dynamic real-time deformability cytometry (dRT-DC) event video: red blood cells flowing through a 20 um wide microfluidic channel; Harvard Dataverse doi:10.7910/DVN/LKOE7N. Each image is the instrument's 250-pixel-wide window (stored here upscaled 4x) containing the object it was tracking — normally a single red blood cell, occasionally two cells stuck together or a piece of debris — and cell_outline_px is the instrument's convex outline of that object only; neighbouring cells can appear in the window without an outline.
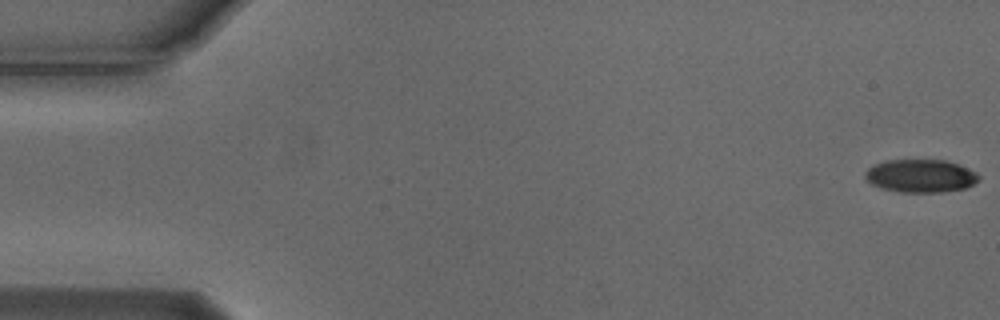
{"species": "Egyptian fruit bat (a non-hibernating species)", "species_latin": "Rousettus aegyptiacus", "temperature_condition": "cold", "stored_images_in_passage": 55, "camera_frame_rate_fps": 3000, "um_per_image_px": 0.085, "animal": {"sex": "male"}, "frame": {"image": 1, "passage_image": 1, "time_ms": 0.0, "image_size_px": [1000, 320], "cell_outline_px": [[980, 176], [972, 184], [964, 188], [940, 192], [900, 192], [880, 188], [872, 184], [864, 176], [864, 172], [872, 164], [888, 160], [944, 160], [960, 164], [976, 172]], "centroid_in_image_um": [78.21, 14.94], "position_along_channel_um": 6.8, "area_um2": 21.85}}
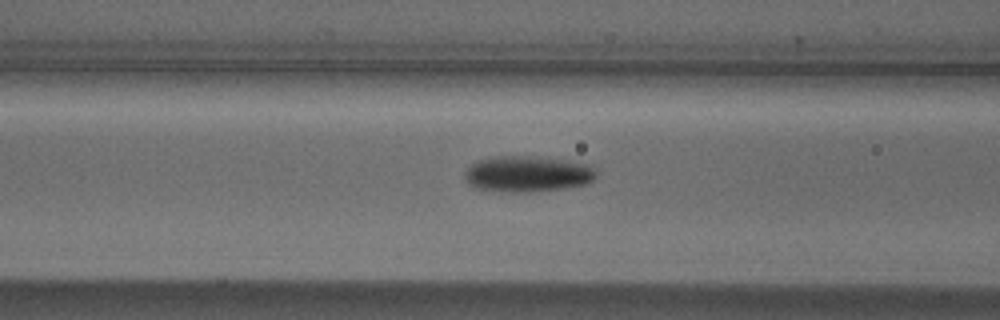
{"frame": {"image": 2, "passage_image": 22, "time_ms": 7.0, "image_size_px": [1000, 320], "cell_outline_px": [[596, 176], [592, 180], [584, 184], [564, 188], [528, 192], [512, 192], [476, 188], [468, 184], [464, 180], [464, 172], [476, 160], [496, 156], [528, 156], [568, 160], [592, 164], [596, 172]], "centroid_in_image_um": [44.83, 14.77], "position_along_channel_um": 121.8, "area_um2": 27.69}}
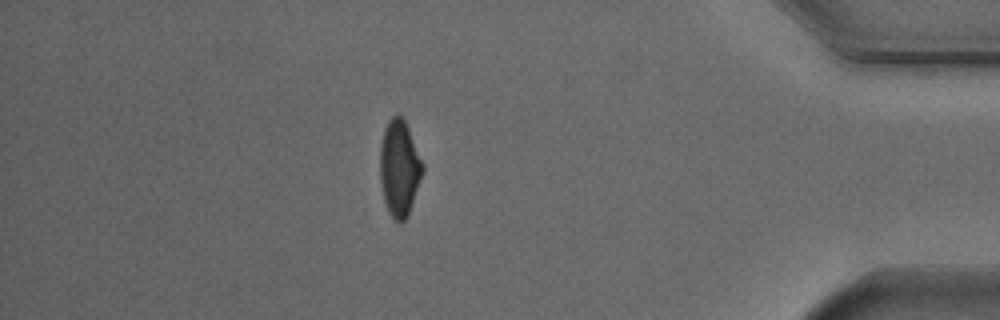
{"frame": {"image": 3, "passage_image": 48, "time_ms": 15.667, "image_size_px": [1000, 320], "cell_outline_px": [[424, 172], [408, 216], [400, 224], [388, 212], [384, 200], [380, 180], [380, 144], [384, 128], [388, 120], [396, 112], [404, 120], [408, 128], [424, 164]], "centroid_in_image_um": [33.95, 14.29], "position_along_channel_um": 401.2, "area_um2": 24.1}, "authors_computed_cell_mechanics": {"area_um2": 24.1026, "velocity_mm_per_s": 3.7311, "shape_relaxation_time_tau1_ms": 3.9775, "shape_relaxation_time_tau2_ms": 4.8077, "deformation_change_tau1": 0.1393, "deformation_change_tau2": 0.1043}}